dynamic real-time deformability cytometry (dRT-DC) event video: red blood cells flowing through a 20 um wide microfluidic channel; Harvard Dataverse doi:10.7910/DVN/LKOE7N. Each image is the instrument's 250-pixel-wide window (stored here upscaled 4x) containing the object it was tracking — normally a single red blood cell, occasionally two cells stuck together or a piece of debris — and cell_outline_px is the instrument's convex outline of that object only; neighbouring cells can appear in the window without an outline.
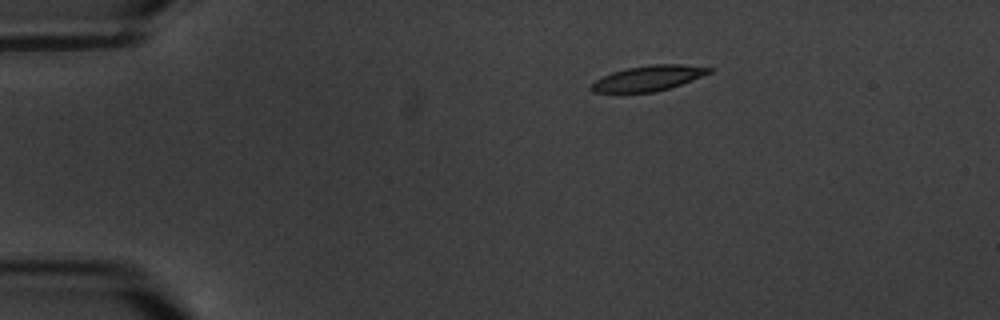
{"species": "common noctule bat (a hibernating species)", "species_latin": "Nyctalus noctula", "temperature_condition": "warm", "stored_images_in_passage": 3, "camera_frame_rate_fps": 3000, "um_per_image_px": 0.085, "animal": {"sex": "male", "body_mass_g": 20.1, "forearm_length_mm": 53.5}, "frame": {"image": 1, "passage_image": 1, "time_ms": 0.0, "image_size_px": [1000, 320], "cell_outline_px": [[712, 72], [692, 80], [656, 92], [592, 92], [588, 88], [596, 80], [612, 72], [628, 68], [652, 64], [680, 64], [712, 68]], "centroid_in_image_um": [55.1, 6.65], "position_along_channel_um": 29.9, "area_um2": 17.11}}